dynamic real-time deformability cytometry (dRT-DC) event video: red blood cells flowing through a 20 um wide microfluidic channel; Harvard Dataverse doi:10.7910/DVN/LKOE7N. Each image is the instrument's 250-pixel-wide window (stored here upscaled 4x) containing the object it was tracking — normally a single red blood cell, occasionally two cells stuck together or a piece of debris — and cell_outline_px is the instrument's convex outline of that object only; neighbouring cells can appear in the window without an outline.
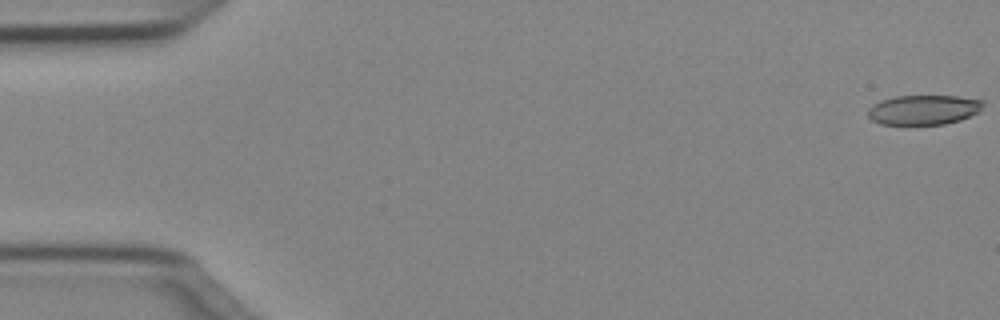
{"species": "Egyptian fruit bat (a non-hibernating species)", "species_latin": "Rousettus aegyptiacus", "temperature_condition": "cold", "stored_images_in_passage": 50, "camera_frame_rate_fps": 3000, "um_per_image_px": 0.085, "animal": {"sex": "female"}, "frame": {"image": 1, "passage_image": 1, "time_ms": 0.0, "image_size_px": [1000, 320], "cell_outline_px": [[984, 104], [980, 112], [960, 120], [944, 124], [880, 124], [872, 120], [868, 116], [868, 108], [872, 104], [880, 100], [896, 96], [956, 96], [984, 100]], "centroid_in_image_um": [78.51, 9.33], "position_along_channel_um": 6.5, "area_um2": 20.06}}
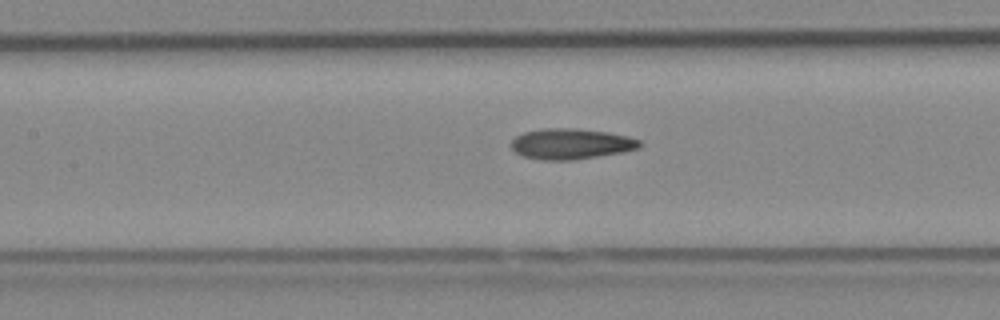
{"frame": {"image": 2, "passage_image": 23, "time_ms": 7.333, "image_size_px": [1000, 320], "cell_outline_px": [[644, 144], [640, 148], [624, 152], [572, 160], [540, 160], [524, 156], [516, 152], [512, 148], [512, 140], [516, 136], [524, 132], [544, 128], [576, 128], [608, 132], [628, 136], [640, 140]], "centroid_in_image_um": [48.58, 12.22], "position_along_channel_um": 158.8, "area_um2": 23.06}}
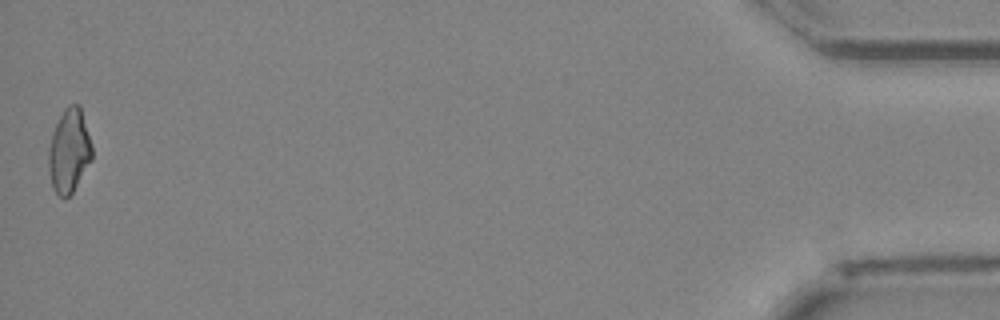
{"frame": {"image": 3, "passage_image": 50, "time_ms": 16.333, "image_size_px": [1000, 320], "cell_outline_px": [[92, 160], [72, 192], [68, 196], [60, 196], [52, 188], [48, 164], [48, 148], [52, 132], [64, 108], [68, 104], [80, 104], [92, 144]], "centroid_in_image_um": [5.88, 12.78], "position_along_channel_um": 429.3, "area_um2": 21.27}, "authors_computed_cell_mechanics": {"area_um2": 22.0796, "velocity_mm_per_s": 4.0698, "shape_relaxation_time_tau1_ms": null, "shape_relaxation_time_tau2_ms": 5.3721, "deformation_change_tau1": null, "deformation_change_tau2": 0.1533}}